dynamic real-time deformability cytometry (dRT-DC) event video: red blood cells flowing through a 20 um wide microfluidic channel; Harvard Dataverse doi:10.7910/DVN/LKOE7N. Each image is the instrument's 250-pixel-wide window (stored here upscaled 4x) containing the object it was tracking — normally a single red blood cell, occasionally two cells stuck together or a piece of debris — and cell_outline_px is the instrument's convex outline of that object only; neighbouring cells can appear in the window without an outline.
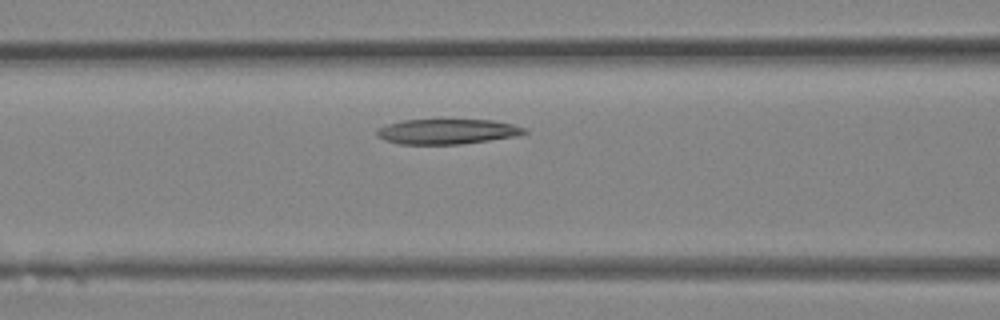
{"species": "Egyptian fruit bat (a non-hibernating species)", "species_latin": "Rousettus aegyptiacus", "temperature_condition": "room temperature", "stored_images_in_passage": 3, "camera_frame_rate_fps": 3000, "um_per_image_px": 0.085, "animal": {"sex": "female"}, "frame": {"image": 1, "passage_image": 3, "time_ms": 0.667, "image_size_px": [1000, 320], "cell_outline_px": [[528, 132], [516, 136], [460, 144], [400, 144], [384, 140], [376, 136], [376, 132], [380, 128], [388, 124], [404, 120], [492, 120], [512, 124], [528, 128]], "centroid_in_image_um": [38.03, 11.18], "position_along_channel_um": 128.6, "area_um2": 21.44}}